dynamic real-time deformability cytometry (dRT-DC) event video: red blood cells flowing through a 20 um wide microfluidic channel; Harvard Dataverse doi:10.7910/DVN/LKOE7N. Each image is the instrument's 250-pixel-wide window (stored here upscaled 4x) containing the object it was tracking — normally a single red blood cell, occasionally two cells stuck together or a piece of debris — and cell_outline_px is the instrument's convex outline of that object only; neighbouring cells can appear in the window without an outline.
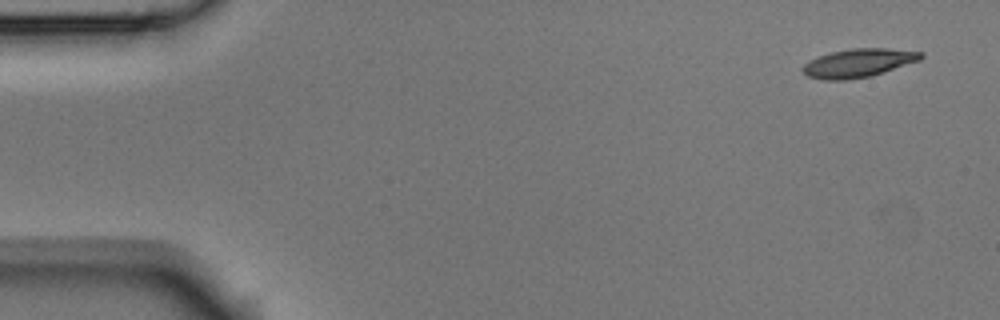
{"species": "Egyptian fruit bat (a non-hibernating species)", "species_latin": "Rousettus aegyptiacus", "temperature_condition": "room temperature", "stored_images_in_passage": 7, "camera_frame_rate_fps": 3000, "um_per_image_px": 0.085, "animal": {"sex": "male"}, "frame": {"image": 1, "passage_image": 1, "time_ms": 0.0, "image_size_px": [1000, 320], "cell_outline_px": [[924, 56], [920, 60], [872, 76], [848, 80], [824, 80], [808, 76], [800, 68], [808, 60], [832, 52], [852, 48], [884, 48], [924, 52]], "centroid_in_image_um": [72.96, 5.36], "position_along_channel_um": 12.0, "area_um2": 19.65}}
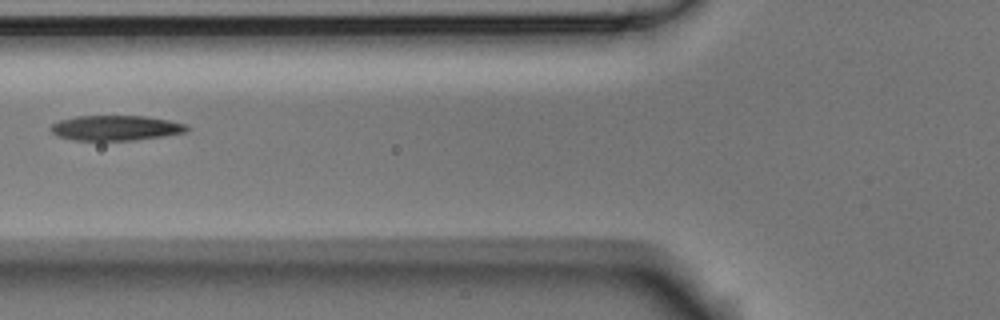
{"frame": {"image": 2, "passage_image": 6, "time_ms": 1.667, "image_size_px": [1000, 320], "cell_outline_px": [[188, 128], [184, 132], [160, 136], [132, 140], [76, 140], [56, 136], [48, 128], [52, 124], [60, 120], [76, 116], [144, 116], [168, 120], [184, 124]], "centroid_in_image_um": [9.75, 10.87], "position_along_channel_um": 116.1, "area_um2": 19.59}}
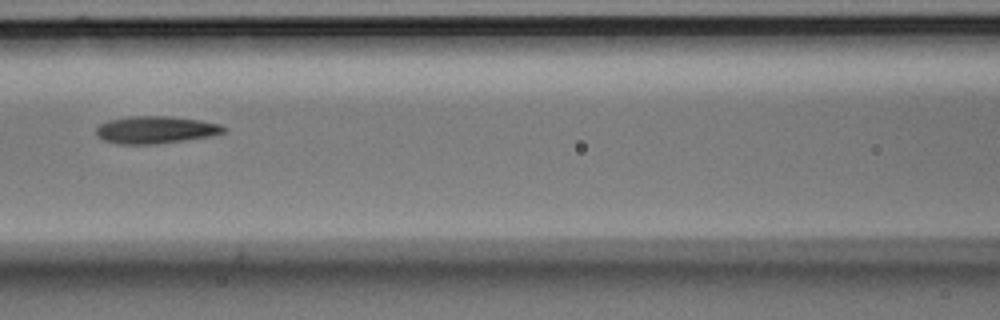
{"frame": {"image": 3, "passage_image": 7, "time_ms": 2.0, "image_size_px": [1000, 320], "cell_outline_px": [[228, 128], [224, 132], [208, 136], [184, 140], [152, 144], [120, 144], [104, 140], [96, 132], [96, 128], [100, 124], [108, 120], [132, 116], [172, 116], [200, 120], [220, 124]], "centroid_in_image_um": [13.24, 11.02], "position_along_channel_um": 153.4, "area_um2": 20.11}}